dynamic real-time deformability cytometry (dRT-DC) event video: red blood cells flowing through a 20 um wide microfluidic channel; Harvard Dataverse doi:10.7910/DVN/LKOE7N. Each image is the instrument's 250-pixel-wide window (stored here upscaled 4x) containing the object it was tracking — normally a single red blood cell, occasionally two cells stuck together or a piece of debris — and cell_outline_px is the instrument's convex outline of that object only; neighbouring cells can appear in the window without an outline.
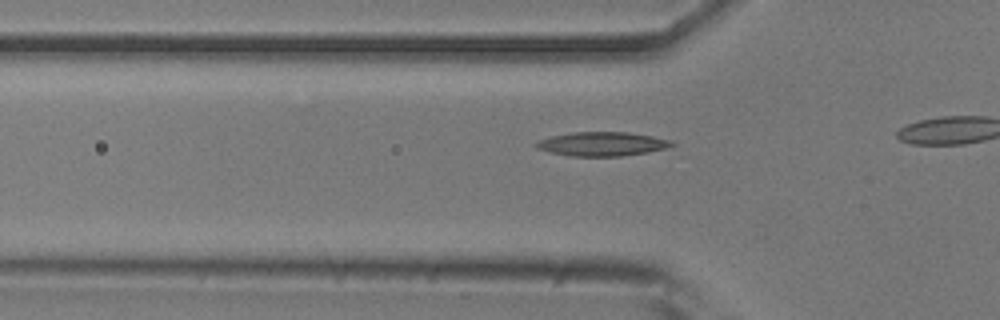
{"species": "common noctule bat (a hibernating species)", "species_latin": "Nyctalus noctula", "temperature_condition": "room temperature", "stored_images_in_passage": 18, "camera_frame_rate_fps": 3000, "um_per_image_px": 0.085, "animal": {"sex": "male", "body_mass_g": 20.5, "forearm_length_mm": 52.5}, "frame": {"image": 1, "passage_image": 13, "time_ms": 4.0, "image_size_px": [1000, 320], "cell_outline_px": [[676, 144], [668, 148], [648, 152], [620, 156], [568, 156], [548, 152], [536, 148], [532, 144], [536, 140], [552, 136], [572, 132], [628, 132], [652, 136], [672, 140]], "centroid_in_image_um": [51.15, 12.24], "position_along_channel_um": 74.7, "area_um2": 19.25}}
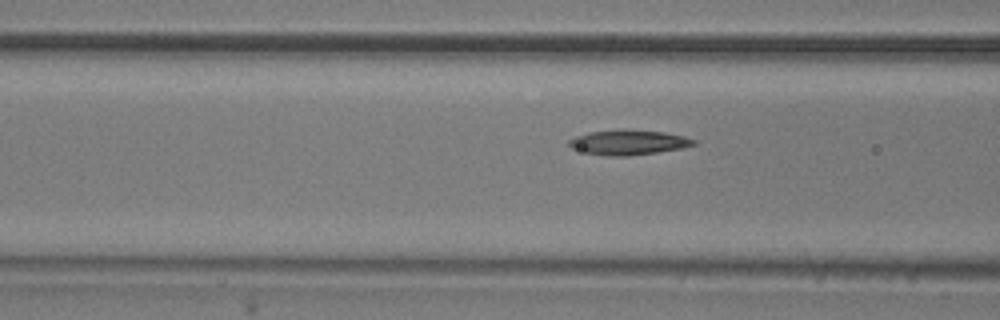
{"frame": {"image": 2, "passage_image": 16, "time_ms": 5.0, "image_size_px": [1000, 320], "cell_outline_px": [[696, 144], [680, 148], [656, 152], [628, 156], [604, 156], [584, 152], [572, 148], [568, 144], [568, 140], [576, 136], [588, 132], [664, 132], [684, 136], [696, 140]], "centroid_in_image_um": [53.4, 12.15], "position_along_channel_um": 113.2, "area_um2": 17.17}}